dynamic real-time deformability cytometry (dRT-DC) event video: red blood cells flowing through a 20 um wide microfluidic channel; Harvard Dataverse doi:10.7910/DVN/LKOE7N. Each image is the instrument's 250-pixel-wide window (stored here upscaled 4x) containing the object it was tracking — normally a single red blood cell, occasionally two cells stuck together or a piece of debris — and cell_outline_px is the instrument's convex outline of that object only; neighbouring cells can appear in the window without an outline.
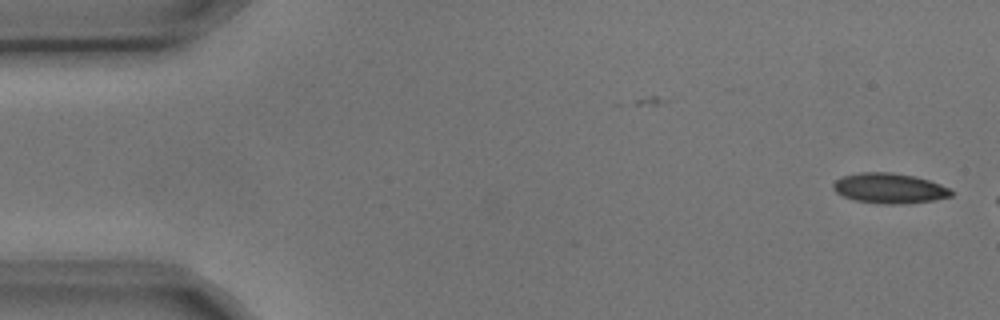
{"species": "common noctule bat (a hibernating species)", "species_latin": "Nyctalus noctula", "temperature_condition": "cold", "stored_images_in_passage": 2, "camera_frame_rate_fps": 3000, "um_per_image_px": 0.085, "animal": {"sex": "male", "body_mass_g": 17.9, "forearm_length_mm": 54.2}, "frame": {"image": 1, "passage_image": 2, "time_ms": 0.333, "image_size_px": [1000, 320], "cell_outline_px": [[952, 196], [936, 200], [900, 204], [880, 204], [856, 200], [844, 196], [836, 192], [832, 188], [832, 184], [840, 176], [860, 172], [892, 172], [912, 176], [928, 180], [940, 184], [948, 188], [952, 192]], "centroid_in_image_um": [75.57, 16.0], "position_along_channel_um": 9.4, "area_um2": 20.75}}